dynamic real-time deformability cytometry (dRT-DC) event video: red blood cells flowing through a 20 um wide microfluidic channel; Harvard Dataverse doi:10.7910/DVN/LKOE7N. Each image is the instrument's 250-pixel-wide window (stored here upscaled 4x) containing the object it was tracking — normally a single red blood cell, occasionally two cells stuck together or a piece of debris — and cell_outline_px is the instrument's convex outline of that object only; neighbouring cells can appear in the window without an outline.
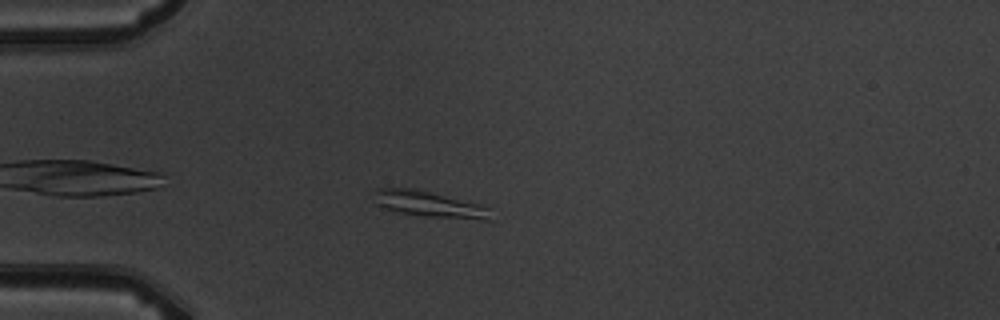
{"species": "common noctule bat (a hibernating species)", "species_latin": "Nyctalus noctula", "temperature_condition": "warm", "stored_images_in_passage": 11, "camera_frame_rate_fps": 3000, "um_per_image_px": 0.085, "animal": {"sex": "male", "body_mass_g": 19.5, "forearm_length_mm": 54.6}, "frame": {"image": 1, "passage_image": 5, "time_ms": 4.667, "image_size_px": [1000, 320], "cell_outline_px": [[488, 220], [484, 220], [424, 216], [400, 212], [376, 204], [372, 192], [376, 188], [416, 188], [480, 204], [488, 208]], "centroid_in_image_um": [36.43, 17.33], "position_along_channel_um": 48.6, "area_um2": 17.4}}
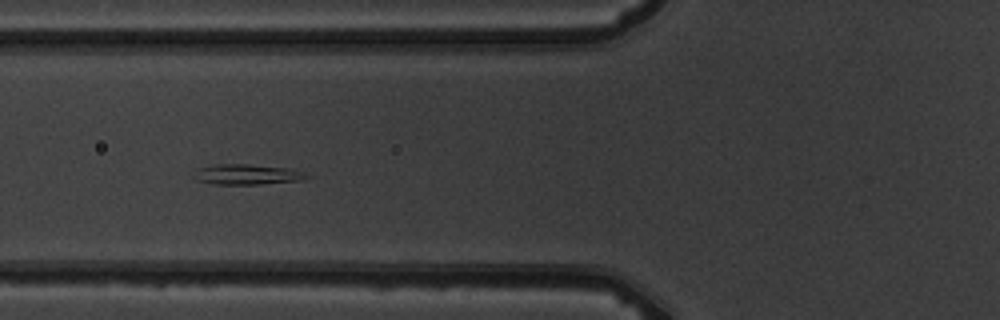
{"frame": {"image": 2, "passage_image": 7, "time_ms": 6.667, "image_size_px": [1000, 320], "cell_outline_px": [[312, 176], [304, 180], [260, 184], [212, 184], [196, 180], [196, 168], [216, 164], [248, 164], [292, 168]], "centroid_in_image_um": [21.04, 14.82], "position_along_channel_um": 104.8, "area_um2": 13.47}}